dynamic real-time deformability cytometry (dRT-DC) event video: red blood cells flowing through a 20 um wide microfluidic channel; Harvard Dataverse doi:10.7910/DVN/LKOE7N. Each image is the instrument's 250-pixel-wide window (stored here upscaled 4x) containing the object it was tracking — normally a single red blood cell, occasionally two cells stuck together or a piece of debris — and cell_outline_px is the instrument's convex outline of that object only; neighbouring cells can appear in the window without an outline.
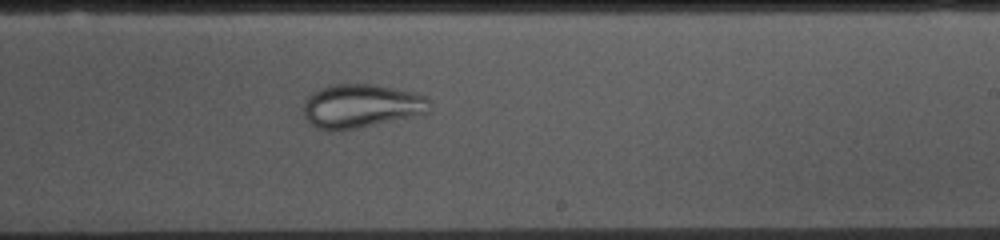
{"species": "common noctule bat (a hibernating species)", "species_latin": "Nyctalus noctula", "temperature_condition": "cold", "stored_images_in_passage": 39, "camera_frame_rate_fps": 3000, "um_per_image_px": 0.085, "animal": {"sex": "female", "body_mass_g": 10.0, "forearm_length_mm": 53.1}, "frame": {"image": 1, "passage_image": 17, "time_ms": 5.333, "image_size_px": [1000, 240], "cell_outline_px": [[432, 108], [428, 112], [356, 128], [316, 128], [304, 116], [304, 100], [312, 92], [320, 88], [332, 84], [372, 84], [412, 92], [428, 96], [432, 100]], "centroid_in_image_um": [30.73, 8.97], "position_along_channel_um": 258.3, "area_um2": 31.56}}